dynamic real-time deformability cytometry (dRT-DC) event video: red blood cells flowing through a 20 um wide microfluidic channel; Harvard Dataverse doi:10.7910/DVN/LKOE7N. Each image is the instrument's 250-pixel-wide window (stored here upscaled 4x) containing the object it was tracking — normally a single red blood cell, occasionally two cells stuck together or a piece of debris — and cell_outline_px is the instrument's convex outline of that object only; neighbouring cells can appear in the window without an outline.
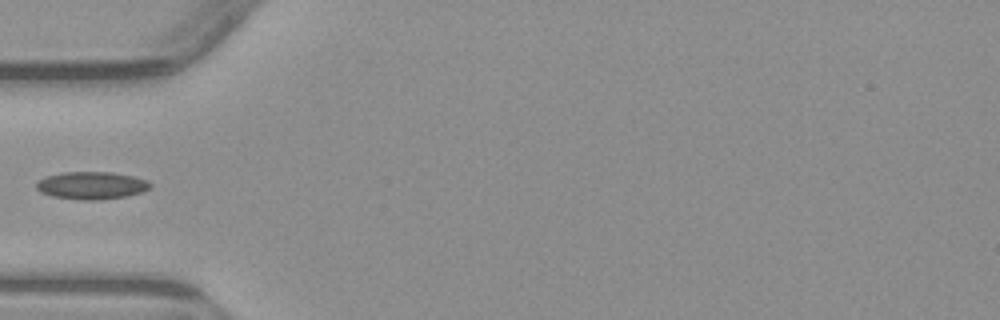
{"species": "common noctule bat (a hibernating species)", "species_latin": "Nyctalus noctula", "temperature_condition": "warm", "stored_images_in_passage": 6, "camera_frame_rate_fps": 3000, "um_per_image_px": 0.085, "animal": {"sex": "male", "body_mass_g": 23.1, "forearm_length_mm": 52.7}, "frame": {"image": 1, "passage_image": 6, "time_ms": 5.667, "image_size_px": [1000, 320], "cell_outline_px": [[152, 184], [148, 188], [140, 192], [128, 196], [100, 200], [80, 200], [52, 196], [40, 192], [36, 188], [36, 184], [44, 176], [64, 172], [112, 172], [132, 176], [148, 180]], "centroid_in_image_um": [7.77, 15.76], "position_along_channel_um": 77.2, "area_um2": 18.32}}